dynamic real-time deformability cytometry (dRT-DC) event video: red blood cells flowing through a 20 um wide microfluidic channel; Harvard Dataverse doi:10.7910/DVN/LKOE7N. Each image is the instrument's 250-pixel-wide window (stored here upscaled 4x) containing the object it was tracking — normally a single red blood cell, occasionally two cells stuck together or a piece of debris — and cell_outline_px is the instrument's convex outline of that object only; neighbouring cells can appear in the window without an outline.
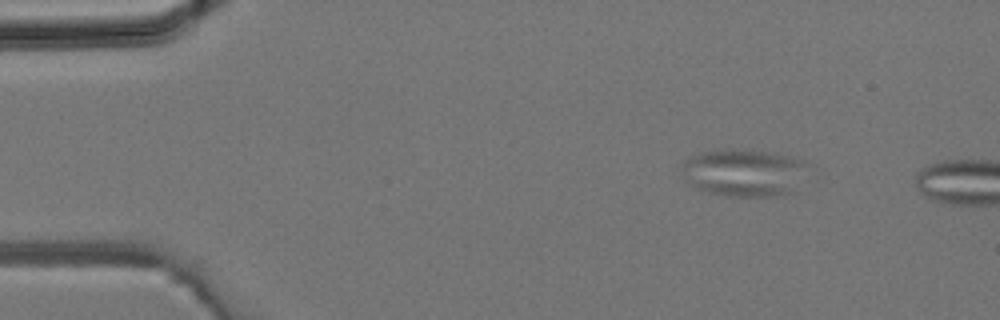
{"species": "common noctule bat (a hibernating species)", "species_latin": "Nyctalus noctula", "temperature_condition": "room temperature", "stored_images_in_passage": 4, "camera_frame_rate_fps": 3000, "um_per_image_px": 0.085, "animal": {"sex": "male", "body_mass_g": 19.2, "forearm_length_mm": 51.8}, "frame": {"image": 1, "passage_image": 1, "time_ms": 0.0, "image_size_px": [1000, 320], "cell_outline_px": [[804, 164], [792, 192], [776, 196], [728, 196], [708, 192], [696, 188], [688, 184], [680, 168], [684, 160], [688, 156], [700, 152], [716, 148], [728, 148], [776, 152], [792, 156], [804, 160]], "centroid_in_image_um": [63.1, 14.63], "position_along_channel_um": 21.9, "area_um2": 34.91}}
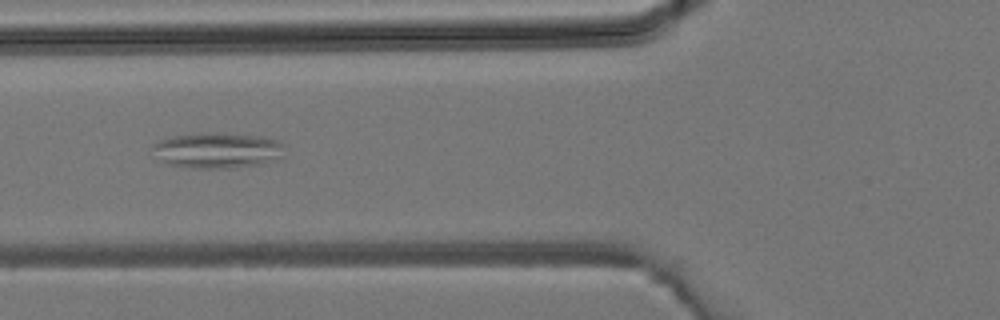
{"frame": {"image": 2, "passage_image": 4, "time_ms": 1.0, "image_size_px": [1000, 320], "cell_outline_px": [[284, 156], [260, 164], [236, 168], [192, 168], [172, 164], [164, 160], [152, 144], [160, 140], [176, 136], [216, 132], [220, 132], [264, 136], [276, 140], [284, 144]], "centroid_in_image_um": [18.62, 12.77], "position_along_channel_um": 107.2, "area_um2": 26.99}}